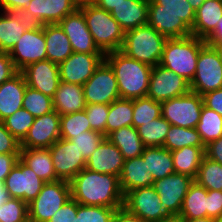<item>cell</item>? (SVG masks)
Instances as JSON below:
<instances>
[{"mask_svg":"<svg viewBox=\"0 0 222 222\" xmlns=\"http://www.w3.org/2000/svg\"><path fill=\"white\" fill-rule=\"evenodd\" d=\"M148 12L170 13L181 18L192 29L195 10L188 0H149Z\"/></svg>","mask_w":222,"mask_h":222,"instance_id":"cell-34","label":"cell"},{"mask_svg":"<svg viewBox=\"0 0 222 222\" xmlns=\"http://www.w3.org/2000/svg\"><path fill=\"white\" fill-rule=\"evenodd\" d=\"M171 152L175 173L185 174L195 179L205 157V147L185 146Z\"/></svg>","mask_w":222,"mask_h":222,"instance_id":"cell-33","label":"cell"},{"mask_svg":"<svg viewBox=\"0 0 222 222\" xmlns=\"http://www.w3.org/2000/svg\"><path fill=\"white\" fill-rule=\"evenodd\" d=\"M20 142L0 121V154H20Z\"/></svg>","mask_w":222,"mask_h":222,"instance_id":"cell-50","label":"cell"},{"mask_svg":"<svg viewBox=\"0 0 222 222\" xmlns=\"http://www.w3.org/2000/svg\"><path fill=\"white\" fill-rule=\"evenodd\" d=\"M202 107V96L189 91L185 95L162 102V117L174 126L196 128Z\"/></svg>","mask_w":222,"mask_h":222,"instance_id":"cell-8","label":"cell"},{"mask_svg":"<svg viewBox=\"0 0 222 222\" xmlns=\"http://www.w3.org/2000/svg\"><path fill=\"white\" fill-rule=\"evenodd\" d=\"M208 45L218 46L222 43V17L217 22L214 32L205 40Z\"/></svg>","mask_w":222,"mask_h":222,"instance_id":"cell-58","label":"cell"},{"mask_svg":"<svg viewBox=\"0 0 222 222\" xmlns=\"http://www.w3.org/2000/svg\"><path fill=\"white\" fill-rule=\"evenodd\" d=\"M166 41V37L146 24L125 32L120 51L132 59L154 67L160 63Z\"/></svg>","mask_w":222,"mask_h":222,"instance_id":"cell-5","label":"cell"},{"mask_svg":"<svg viewBox=\"0 0 222 222\" xmlns=\"http://www.w3.org/2000/svg\"><path fill=\"white\" fill-rule=\"evenodd\" d=\"M151 174L147 173L146 162L140 157L127 159L119 177V184L123 195L137 188L150 187L153 185Z\"/></svg>","mask_w":222,"mask_h":222,"instance_id":"cell-24","label":"cell"},{"mask_svg":"<svg viewBox=\"0 0 222 222\" xmlns=\"http://www.w3.org/2000/svg\"><path fill=\"white\" fill-rule=\"evenodd\" d=\"M194 180L207 190L222 191V164L205 156Z\"/></svg>","mask_w":222,"mask_h":222,"instance_id":"cell-41","label":"cell"},{"mask_svg":"<svg viewBox=\"0 0 222 222\" xmlns=\"http://www.w3.org/2000/svg\"><path fill=\"white\" fill-rule=\"evenodd\" d=\"M71 196L70 182H46L38 196L28 204L29 222H47Z\"/></svg>","mask_w":222,"mask_h":222,"instance_id":"cell-7","label":"cell"},{"mask_svg":"<svg viewBox=\"0 0 222 222\" xmlns=\"http://www.w3.org/2000/svg\"><path fill=\"white\" fill-rule=\"evenodd\" d=\"M19 71L15 68L9 53L0 51V85L11 79Z\"/></svg>","mask_w":222,"mask_h":222,"instance_id":"cell-53","label":"cell"},{"mask_svg":"<svg viewBox=\"0 0 222 222\" xmlns=\"http://www.w3.org/2000/svg\"><path fill=\"white\" fill-rule=\"evenodd\" d=\"M19 159L45 183L59 180L56 177L49 148H21Z\"/></svg>","mask_w":222,"mask_h":222,"instance_id":"cell-27","label":"cell"},{"mask_svg":"<svg viewBox=\"0 0 222 222\" xmlns=\"http://www.w3.org/2000/svg\"><path fill=\"white\" fill-rule=\"evenodd\" d=\"M31 0H1L4 11L8 9H25Z\"/></svg>","mask_w":222,"mask_h":222,"instance_id":"cell-59","label":"cell"},{"mask_svg":"<svg viewBox=\"0 0 222 222\" xmlns=\"http://www.w3.org/2000/svg\"><path fill=\"white\" fill-rule=\"evenodd\" d=\"M181 220L182 222H215V219L211 217H203L196 219H181Z\"/></svg>","mask_w":222,"mask_h":222,"instance_id":"cell-62","label":"cell"},{"mask_svg":"<svg viewBox=\"0 0 222 222\" xmlns=\"http://www.w3.org/2000/svg\"><path fill=\"white\" fill-rule=\"evenodd\" d=\"M20 154H0V183H4Z\"/></svg>","mask_w":222,"mask_h":222,"instance_id":"cell-55","label":"cell"},{"mask_svg":"<svg viewBox=\"0 0 222 222\" xmlns=\"http://www.w3.org/2000/svg\"><path fill=\"white\" fill-rule=\"evenodd\" d=\"M190 91L200 96L222 88V56L216 46L207 43L200 49Z\"/></svg>","mask_w":222,"mask_h":222,"instance_id":"cell-6","label":"cell"},{"mask_svg":"<svg viewBox=\"0 0 222 222\" xmlns=\"http://www.w3.org/2000/svg\"><path fill=\"white\" fill-rule=\"evenodd\" d=\"M207 193L208 190L194 180L184 197L183 205L177 218L196 219L207 217Z\"/></svg>","mask_w":222,"mask_h":222,"instance_id":"cell-32","label":"cell"},{"mask_svg":"<svg viewBox=\"0 0 222 222\" xmlns=\"http://www.w3.org/2000/svg\"><path fill=\"white\" fill-rule=\"evenodd\" d=\"M205 156L214 162L222 164V137L205 145Z\"/></svg>","mask_w":222,"mask_h":222,"instance_id":"cell-56","label":"cell"},{"mask_svg":"<svg viewBox=\"0 0 222 222\" xmlns=\"http://www.w3.org/2000/svg\"><path fill=\"white\" fill-rule=\"evenodd\" d=\"M60 117L56 110L36 117L20 148H49L60 138Z\"/></svg>","mask_w":222,"mask_h":222,"instance_id":"cell-17","label":"cell"},{"mask_svg":"<svg viewBox=\"0 0 222 222\" xmlns=\"http://www.w3.org/2000/svg\"><path fill=\"white\" fill-rule=\"evenodd\" d=\"M149 0H123L110 13L126 32L148 23Z\"/></svg>","mask_w":222,"mask_h":222,"instance_id":"cell-22","label":"cell"},{"mask_svg":"<svg viewBox=\"0 0 222 222\" xmlns=\"http://www.w3.org/2000/svg\"><path fill=\"white\" fill-rule=\"evenodd\" d=\"M84 111L89 120L91 130L102 133L106 137V122L109 114V105L87 104Z\"/></svg>","mask_w":222,"mask_h":222,"instance_id":"cell-48","label":"cell"},{"mask_svg":"<svg viewBox=\"0 0 222 222\" xmlns=\"http://www.w3.org/2000/svg\"><path fill=\"white\" fill-rule=\"evenodd\" d=\"M206 0H188L189 4L196 11Z\"/></svg>","mask_w":222,"mask_h":222,"instance_id":"cell-64","label":"cell"},{"mask_svg":"<svg viewBox=\"0 0 222 222\" xmlns=\"http://www.w3.org/2000/svg\"><path fill=\"white\" fill-rule=\"evenodd\" d=\"M44 183L31 168L18 159L4 181V188L9 197L29 204L38 196Z\"/></svg>","mask_w":222,"mask_h":222,"instance_id":"cell-12","label":"cell"},{"mask_svg":"<svg viewBox=\"0 0 222 222\" xmlns=\"http://www.w3.org/2000/svg\"><path fill=\"white\" fill-rule=\"evenodd\" d=\"M88 130L91 126L84 110L61 115L60 138L70 140Z\"/></svg>","mask_w":222,"mask_h":222,"instance_id":"cell-42","label":"cell"},{"mask_svg":"<svg viewBox=\"0 0 222 222\" xmlns=\"http://www.w3.org/2000/svg\"><path fill=\"white\" fill-rule=\"evenodd\" d=\"M5 12L17 20L26 30L34 31L44 26L41 20L26 9H8Z\"/></svg>","mask_w":222,"mask_h":222,"instance_id":"cell-49","label":"cell"},{"mask_svg":"<svg viewBox=\"0 0 222 222\" xmlns=\"http://www.w3.org/2000/svg\"><path fill=\"white\" fill-rule=\"evenodd\" d=\"M44 38L47 60L59 64L73 53L70 41L59 24L44 25Z\"/></svg>","mask_w":222,"mask_h":222,"instance_id":"cell-28","label":"cell"},{"mask_svg":"<svg viewBox=\"0 0 222 222\" xmlns=\"http://www.w3.org/2000/svg\"><path fill=\"white\" fill-rule=\"evenodd\" d=\"M35 117L26 109L17 110L2 122L6 129L21 143L27 136Z\"/></svg>","mask_w":222,"mask_h":222,"instance_id":"cell-44","label":"cell"},{"mask_svg":"<svg viewBox=\"0 0 222 222\" xmlns=\"http://www.w3.org/2000/svg\"><path fill=\"white\" fill-rule=\"evenodd\" d=\"M77 8L93 3L94 0H70Z\"/></svg>","mask_w":222,"mask_h":222,"instance_id":"cell-63","label":"cell"},{"mask_svg":"<svg viewBox=\"0 0 222 222\" xmlns=\"http://www.w3.org/2000/svg\"><path fill=\"white\" fill-rule=\"evenodd\" d=\"M23 109L35 118L54 111L53 98L29 86L25 89Z\"/></svg>","mask_w":222,"mask_h":222,"instance_id":"cell-43","label":"cell"},{"mask_svg":"<svg viewBox=\"0 0 222 222\" xmlns=\"http://www.w3.org/2000/svg\"><path fill=\"white\" fill-rule=\"evenodd\" d=\"M9 198L8 192L4 188V183H0V206Z\"/></svg>","mask_w":222,"mask_h":222,"instance_id":"cell-61","label":"cell"},{"mask_svg":"<svg viewBox=\"0 0 222 222\" xmlns=\"http://www.w3.org/2000/svg\"><path fill=\"white\" fill-rule=\"evenodd\" d=\"M107 138L116 145L124 159L140 157L144 151V144L133 126H125L110 133Z\"/></svg>","mask_w":222,"mask_h":222,"instance_id":"cell-31","label":"cell"},{"mask_svg":"<svg viewBox=\"0 0 222 222\" xmlns=\"http://www.w3.org/2000/svg\"><path fill=\"white\" fill-rule=\"evenodd\" d=\"M171 124L162 116L137 128L145 147H163Z\"/></svg>","mask_w":222,"mask_h":222,"instance_id":"cell-38","label":"cell"},{"mask_svg":"<svg viewBox=\"0 0 222 222\" xmlns=\"http://www.w3.org/2000/svg\"><path fill=\"white\" fill-rule=\"evenodd\" d=\"M26 29L5 11L0 14V51L9 53Z\"/></svg>","mask_w":222,"mask_h":222,"instance_id":"cell-39","label":"cell"},{"mask_svg":"<svg viewBox=\"0 0 222 222\" xmlns=\"http://www.w3.org/2000/svg\"><path fill=\"white\" fill-rule=\"evenodd\" d=\"M25 9L46 25L58 24L77 7L70 0H31Z\"/></svg>","mask_w":222,"mask_h":222,"instance_id":"cell-23","label":"cell"},{"mask_svg":"<svg viewBox=\"0 0 222 222\" xmlns=\"http://www.w3.org/2000/svg\"><path fill=\"white\" fill-rule=\"evenodd\" d=\"M112 222H146L145 220L129 213L124 207L117 209Z\"/></svg>","mask_w":222,"mask_h":222,"instance_id":"cell-57","label":"cell"},{"mask_svg":"<svg viewBox=\"0 0 222 222\" xmlns=\"http://www.w3.org/2000/svg\"><path fill=\"white\" fill-rule=\"evenodd\" d=\"M141 157L154 181L175 173L172 152L164 147H145Z\"/></svg>","mask_w":222,"mask_h":222,"instance_id":"cell-29","label":"cell"},{"mask_svg":"<svg viewBox=\"0 0 222 222\" xmlns=\"http://www.w3.org/2000/svg\"><path fill=\"white\" fill-rule=\"evenodd\" d=\"M27 86L54 97L60 83L58 64L47 59L31 63L20 71Z\"/></svg>","mask_w":222,"mask_h":222,"instance_id":"cell-19","label":"cell"},{"mask_svg":"<svg viewBox=\"0 0 222 222\" xmlns=\"http://www.w3.org/2000/svg\"><path fill=\"white\" fill-rule=\"evenodd\" d=\"M148 25L167 39L192 35V30L184 21L170 13L148 12Z\"/></svg>","mask_w":222,"mask_h":222,"instance_id":"cell-30","label":"cell"},{"mask_svg":"<svg viewBox=\"0 0 222 222\" xmlns=\"http://www.w3.org/2000/svg\"><path fill=\"white\" fill-rule=\"evenodd\" d=\"M27 87L24 75L18 72L0 85V121L23 108V99Z\"/></svg>","mask_w":222,"mask_h":222,"instance_id":"cell-21","label":"cell"},{"mask_svg":"<svg viewBox=\"0 0 222 222\" xmlns=\"http://www.w3.org/2000/svg\"><path fill=\"white\" fill-rule=\"evenodd\" d=\"M194 182L191 176L173 173L153 182L152 187L160 195L164 209L171 217H178L184 197Z\"/></svg>","mask_w":222,"mask_h":222,"instance_id":"cell-13","label":"cell"},{"mask_svg":"<svg viewBox=\"0 0 222 222\" xmlns=\"http://www.w3.org/2000/svg\"><path fill=\"white\" fill-rule=\"evenodd\" d=\"M86 21L94 43L104 54L121 49L125 31L111 13L99 8L95 3L79 8Z\"/></svg>","mask_w":222,"mask_h":222,"instance_id":"cell-4","label":"cell"},{"mask_svg":"<svg viewBox=\"0 0 222 222\" xmlns=\"http://www.w3.org/2000/svg\"><path fill=\"white\" fill-rule=\"evenodd\" d=\"M185 146L205 147L196 128H184L171 125L163 147L174 151Z\"/></svg>","mask_w":222,"mask_h":222,"instance_id":"cell-36","label":"cell"},{"mask_svg":"<svg viewBox=\"0 0 222 222\" xmlns=\"http://www.w3.org/2000/svg\"><path fill=\"white\" fill-rule=\"evenodd\" d=\"M163 222H182V220L177 217H172L171 219L163 221Z\"/></svg>","mask_w":222,"mask_h":222,"instance_id":"cell-65","label":"cell"},{"mask_svg":"<svg viewBox=\"0 0 222 222\" xmlns=\"http://www.w3.org/2000/svg\"><path fill=\"white\" fill-rule=\"evenodd\" d=\"M113 69L120 98L137 99L147 96L152 66L126 56L120 50L105 54Z\"/></svg>","mask_w":222,"mask_h":222,"instance_id":"cell-2","label":"cell"},{"mask_svg":"<svg viewBox=\"0 0 222 222\" xmlns=\"http://www.w3.org/2000/svg\"><path fill=\"white\" fill-rule=\"evenodd\" d=\"M162 116L161 103L149 97L133 99L132 126L138 128Z\"/></svg>","mask_w":222,"mask_h":222,"instance_id":"cell-40","label":"cell"},{"mask_svg":"<svg viewBox=\"0 0 222 222\" xmlns=\"http://www.w3.org/2000/svg\"><path fill=\"white\" fill-rule=\"evenodd\" d=\"M207 217L214 219L222 217V191L208 190Z\"/></svg>","mask_w":222,"mask_h":222,"instance_id":"cell-52","label":"cell"},{"mask_svg":"<svg viewBox=\"0 0 222 222\" xmlns=\"http://www.w3.org/2000/svg\"><path fill=\"white\" fill-rule=\"evenodd\" d=\"M58 24L67 35L73 52L104 54L94 43L86 25L84 14L79 8L72 14L66 15Z\"/></svg>","mask_w":222,"mask_h":222,"instance_id":"cell-18","label":"cell"},{"mask_svg":"<svg viewBox=\"0 0 222 222\" xmlns=\"http://www.w3.org/2000/svg\"><path fill=\"white\" fill-rule=\"evenodd\" d=\"M125 159L119 148L107 137L86 161V168L100 174H111L120 177Z\"/></svg>","mask_w":222,"mask_h":222,"instance_id":"cell-20","label":"cell"},{"mask_svg":"<svg viewBox=\"0 0 222 222\" xmlns=\"http://www.w3.org/2000/svg\"><path fill=\"white\" fill-rule=\"evenodd\" d=\"M117 209L104 206H87L77 203L75 222H112Z\"/></svg>","mask_w":222,"mask_h":222,"instance_id":"cell-46","label":"cell"},{"mask_svg":"<svg viewBox=\"0 0 222 222\" xmlns=\"http://www.w3.org/2000/svg\"><path fill=\"white\" fill-rule=\"evenodd\" d=\"M205 44V40L193 35L167 39L159 64L190 83L196 72L200 49Z\"/></svg>","mask_w":222,"mask_h":222,"instance_id":"cell-3","label":"cell"},{"mask_svg":"<svg viewBox=\"0 0 222 222\" xmlns=\"http://www.w3.org/2000/svg\"><path fill=\"white\" fill-rule=\"evenodd\" d=\"M123 207L146 222H163L172 218L152 186L128 191L124 195Z\"/></svg>","mask_w":222,"mask_h":222,"instance_id":"cell-9","label":"cell"},{"mask_svg":"<svg viewBox=\"0 0 222 222\" xmlns=\"http://www.w3.org/2000/svg\"><path fill=\"white\" fill-rule=\"evenodd\" d=\"M189 91L190 84L182 76L160 64L152 67L147 97L162 103Z\"/></svg>","mask_w":222,"mask_h":222,"instance_id":"cell-11","label":"cell"},{"mask_svg":"<svg viewBox=\"0 0 222 222\" xmlns=\"http://www.w3.org/2000/svg\"><path fill=\"white\" fill-rule=\"evenodd\" d=\"M215 222H222V217L215 219Z\"/></svg>","mask_w":222,"mask_h":222,"instance_id":"cell-68","label":"cell"},{"mask_svg":"<svg viewBox=\"0 0 222 222\" xmlns=\"http://www.w3.org/2000/svg\"><path fill=\"white\" fill-rule=\"evenodd\" d=\"M71 196L81 205L122 208L124 195L119 177L82 169L71 181Z\"/></svg>","mask_w":222,"mask_h":222,"instance_id":"cell-1","label":"cell"},{"mask_svg":"<svg viewBox=\"0 0 222 222\" xmlns=\"http://www.w3.org/2000/svg\"><path fill=\"white\" fill-rule=\"evenodd\" d=\"M49 151L56 177L70 182L82 169L86 168V160L76 145L70 140L59 138Z\"/></svg>","mask_w":222,"mask_h":222,"instance_id":"cell-14","label":"cell"},{"mask_svg":"<svg viewBox=\"0 0 222 222\" xmlns=\"http://www.w3.org/2000/svg\"><path fill=\"white\" fill-rule=\"evenodd\" d=\"M222 17V0H206L196 11L192 35L206 40Z\"/></svg>","mask_w":222,"mask_h":222,"instance_id":"cell-25","label":"cell"},{"mask_svg":"<svg viewBox=\"0 0 222 222\" xmlns=\"http://www.w3.org/2000/svg\"><path fill=\"white\" fill-rule=\"evenodd\" d=\"M77 202L71 198L47 222H75Z\"/></svg>","mask_w":222,"mask_h":222,"instance_id":"cell-51","label":"cell"},{"mask_svg":"<svg viewBox=\"0 0 222 222\" xmlns=\"http://www.w3.org/2000/svg\"><path fill=\"white\" fill-rule=\"evenodd\" d=\"M133 100L119 98L109 104V114L106 122V137L115 130L132 126Z\"/></svg>","mask_w":222,"mask_h":222,"instance_id":"cell-35","label":"cell"},{"mask_svg":"<svg viewBox=\"0 0 222 222\" xmlns=\"http://www.w3.org/2000/svg\"><path fill=\"white\" fill-rule=\"evenodd\" d=\"M217 48L219 49V51H220V53H221V56H222V43L219 44V45L217 46Z\"/></svg>","mask_w":222,"mask_h":222,"instance_id":"cell-66","label":"cell"},{"mask_svg":"<svg viewBox=\"0 0 222 222\" xmlns=\"http://www.w3.org/2000/svg\"><path fill=\"white\" fill-rule=\"evenodd\" d=\"M0 222H29L28 204L9 197L0 206Z\"/></svg>","mask_w":222,"mask_h":222,"instance_id":"cell-45","label":"cell"},{"mask_svg":"<svg viewBox=\"0 0 222 222\" xmlns=\"http://www.w3.org/2000/svg\"><path fill=\"white\" fill-rule=\"evenodd\" d=\"M104 60L105 54L73 52L58 64L60 81L83 86Z\"/></svg>","mask_w":222,"mask_h":222,"instance_id":"cell-15","label":"cell"},{"mask_svg":"<svg viewBox=\"0 0 222 222\" xmlns=\"http://www.w3.org/2000/svg\"><path fill=\"white\" fill-rule=\"evenodd\" d=\"M122 2L123 0H94L93 3H95L101 9L111 12L117 5Z\"/></svg>","mask_w":222,"mask_h":222,"instance_id":"cell-60","label":"cell"},{"mask_svg":"<svg viewBox=\"0 0 222 222\" xmlns=\"http://www.w3.org/2000/svg\"><path fill=\"white\" fill-rule=\"evenodd\" d=\"M0 11H1L0 14L3 13V11H4L2 8V5H1V0H0Z\"/></svg>","mask_w":222,"mask_h":222,"instance_id":"cell-67","label":"cell"},{"mask_svg":"<svg viewBox=\"0 0 222 222\" xmlns=\"http://www.w3.org/2000/svg\"><path fill=\"white\" fill-rule=\"evenodd\" d=\"M105 138L106 137L102 133L88 130L82 132L80 135L74 136L70 141L76 145L77 149L87 161Z\"/></svg>","mask_w":222,"mask_h":222,"instance_id":"cell-47","label":"cell"},{"mask_svg":"<svg viewBox=\"0 0 222 222\" xmlns=\"http://www.w3.org/2000/svg\"><path fill=\"white\" fill-rule=\"evenodd\" d=\"M196 129L204 145H207L222 137V116L203 105Z\"/></svg>","mask_w":222,"mask_h":222,"instance_id":"cell-37","label":"cell"},{"mask_svg":"<svg viewBox=\"0 0 222 222\" xmlns=\"http://www.w3.org/2000/svg\"><path fill=\"white\" fill-rule=\"evenodd\" d=\"M86 104H111L120 98L113 69L104 60L83 85Z\"/></svg>","mask_w":222,"mask_h":222,"instance_id":"cell-10","label":"cell"},{"mask_svg":"<svg viewBox=\"0 0 222 222\" xmlns=\"http://www.w3.org/2000/svg\"><path fill=\"white\" fill-rule=\"evenodd\" d=\"M15 68L20 72L27 65L46 59L44 26L34 31L26 30L9 52Z\"/></svg>","mask_w":222,"mask_h":222,"instance_id":"cell-16","label":"cell"},{"mask_svg":"<svg viewBox=\"0 0 222 222\" xmlns=\"http://www.w3.org/2000/svg\"><path fill=\"white\" fill-rule=\"evenodd\" d=\"M83 86L60 81L53 106L60 115L82 111L86 107Z\"/></svg>","mask_w":222,"mask_h":222,"instance_id":"cell-26","label":"cell"},{"mask_svg":"<svg viewBox=\"0 0 222 222\" xmlns=\"http://www.w3.org/2000/svg\"><path fill=\"white\" fill-rule=\"evenodd\" d=\"M203 105L209 109L216 111L219 115L222 116V88H219L215 91H210L204 95Z\"/></svg>","mask_w":222,"mask_h":222,"instance_id":"cell-54","label":"cell"}]
</instances>
